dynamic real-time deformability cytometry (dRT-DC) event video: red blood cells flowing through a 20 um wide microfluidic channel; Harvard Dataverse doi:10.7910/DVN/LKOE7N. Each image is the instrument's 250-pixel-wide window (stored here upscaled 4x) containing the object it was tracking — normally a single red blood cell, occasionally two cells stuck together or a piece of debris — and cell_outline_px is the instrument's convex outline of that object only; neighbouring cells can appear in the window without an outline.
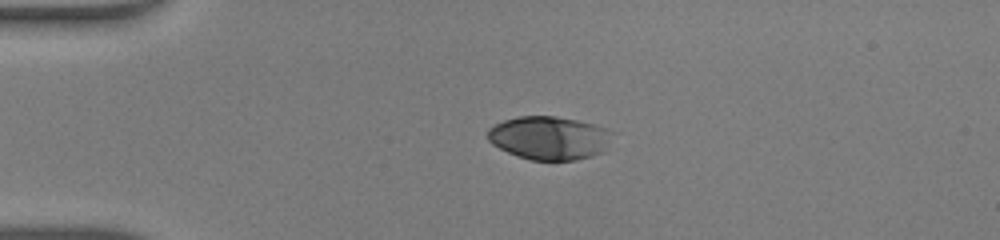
{"species": "human", "species_latin": "Homo sapiens", "temperature_condition": "warm", "stored_images_in_passage": 37, "camera_frame_rate_fps": 3000, "um_per_image_px": 0.085, "donor": {"sex": "male"}, "frame": {"image": 1, "passage_image": 1, "time_ms": 0.0, "image_size_px": [1000, 240], "cell_outline_px": [[612, 132], [608, 148], [604, 152], [592, 156], [576, 160], [532, 160], [516, 156], [492, 144], [488, 140], [488, 128], [504, 120], [516, 116], [556, 116], [576, 120], [592, 124], [604, 128]], "centroid_in_image_um": [46.69, 11.73], "position_along_channel_um": 38.3, "area_um2": 31.56}}
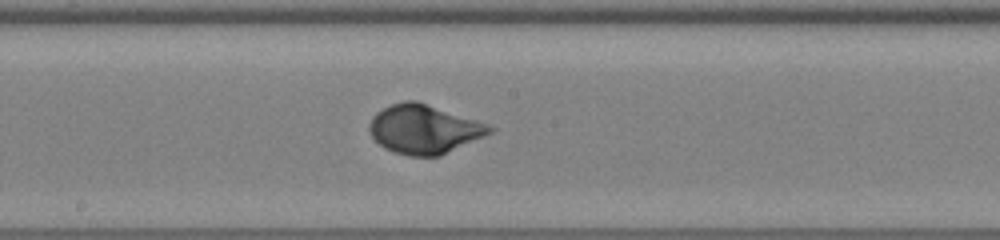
{"frame": {"image": 2, "passage_image": 16, "time_ms": 5.0, "image_size_px": [1000, 240], "cell_outline_px": [[496, 128], [492, 132], [484, 136], [440, 156], [408, 156], [384, 148], [372, 136], [368, 128], [368, 124], [372, 116], [376, 112], [392, 104], [404, 100], [416, 100], [488, 124]], "centroid_in_image_um": [36.03, 10.98], "position_along_channel_um": 212.2, "area_um2": 34.16}}
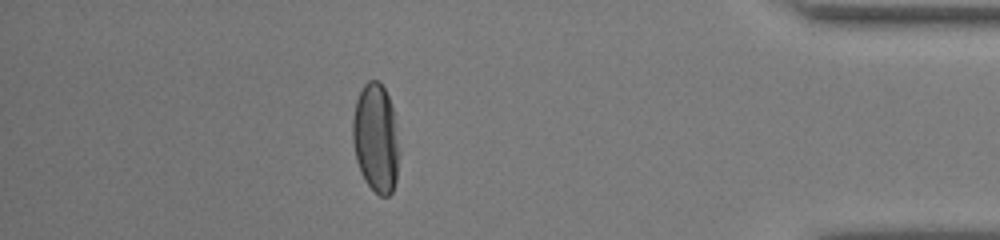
{"frame": {"image": 3, "passage_image": 32, "time_ms": 10.333, "image_size_px": [1000, 240], "cell_outline_px": [[400, 152], [396, 180], [392, 192], [388, 196], [380, 196], [364, 180], [360, 172], [356, 160], [352, 140], [352, 120], [356, 100], [364, 84], [368, 80], [376, 80], [384, 88], [388, 96], [392, 108], [400, 148]], "centroid_in_image_um": [31.95, 11.76], "position_along_channel_um": 403.3, "area_um2": 29.71}, "authors_computed_cell_mechanics": {"area_um2": 32.4258, "velocity_mm_per_s": 4.3182, "shape_relaxation_time_tau1_ms": 2.4946, "shape_relaxation_time_tau2_ms": null, "deformation_change_tau1": 0.1888, "deformation_change_tau2": null}}